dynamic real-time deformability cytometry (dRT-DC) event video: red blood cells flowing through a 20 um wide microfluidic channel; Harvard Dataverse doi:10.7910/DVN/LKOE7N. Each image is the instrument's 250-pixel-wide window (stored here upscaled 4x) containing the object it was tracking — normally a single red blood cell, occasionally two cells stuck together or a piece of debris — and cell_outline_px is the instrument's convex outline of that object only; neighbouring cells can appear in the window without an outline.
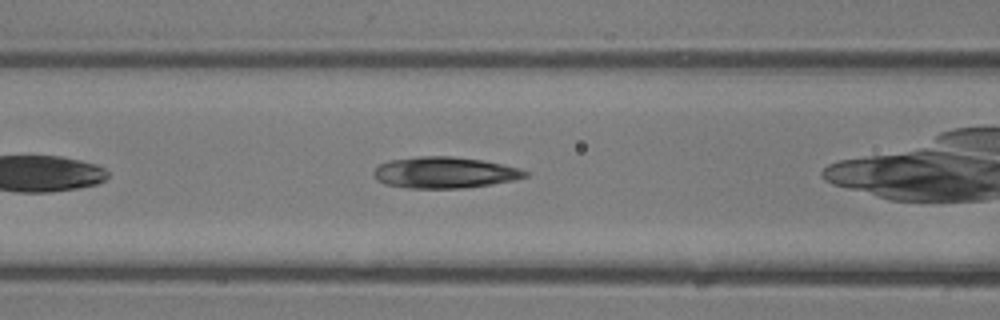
{"species": "common noctule bat (a hibernating species)", "species_latin": "Nyctalus noctula", "temperature_condition": "room temperature", "stored_images_in_passage": 22, "camera_frame_rate_fps": 3000, "um_per_image_px": 0.085, "animal": {"sex": "male", "body_mass_g": 13.3}, "frame": {"image": 1, "passage_image": 4, "time_ms": 1.0, "image_size_px": [1000, 320], "cell_outline_px": [[528, 176], [512, 180], [492, 184], [464, 188], [408, 188], [384, 184], [376, 180], [372, 172], [380, 164], [388, 160], [420, 156], [452, 156], [484, 160], [516, 168], [528, 172]], "centroid_in_image_um": [37.73, 14.66], "position_along_channel_um": 128.9, "area_um2": 27.57}}
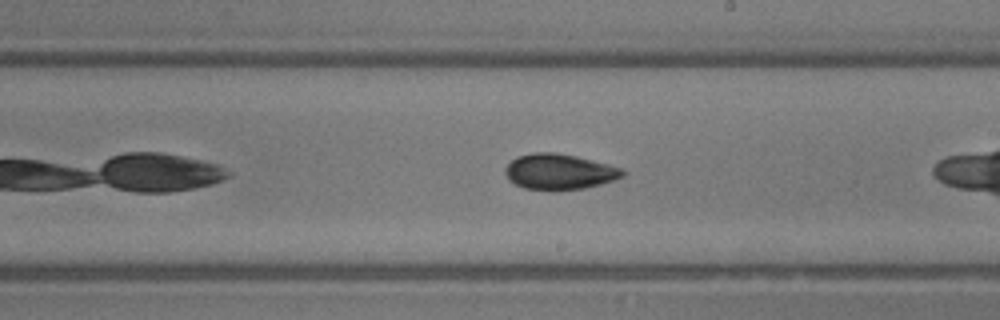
{"frame": {"image": 2, "passage_image": 10, "time_ms": 3.0, "image_size_px": [1000, 320], "cell_outline_px": [[628, 172], [624, 176], [600, 184], [584, 188], [560, 192], [552, 192], [524, 188], [508, 180], [504, 172], [504, 168], [516, 156], [532, 152], [552, 152], [576, 156], [624, 168]], "centroid_in_image_um": [47.53, 14.62], "position_along_channel_um": 241.5, "area_um2": 24.97}}